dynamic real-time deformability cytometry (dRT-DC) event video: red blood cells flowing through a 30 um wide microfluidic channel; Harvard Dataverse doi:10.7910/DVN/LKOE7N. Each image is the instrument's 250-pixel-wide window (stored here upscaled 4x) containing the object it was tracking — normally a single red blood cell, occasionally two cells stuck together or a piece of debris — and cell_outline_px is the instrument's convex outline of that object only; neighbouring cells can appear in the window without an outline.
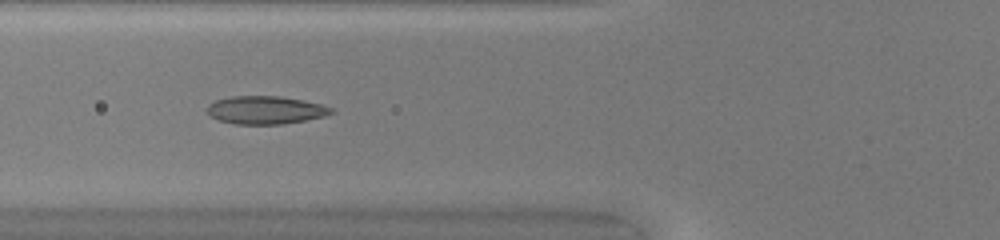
{"species": "common noctule bat (a hibernating species)", "species_latin": "Nyctalus noctula", "temperature_condition": "warm", "stored_images_in_passage": 33, "camera_frame_rate_fps": 3000, "um_per_image_px": 0.085, "animal": {"sex": "female", "body_mass_g": 20.0, "forearm_length_mm": 54.0}, "frame": {"image": 1, "passage_image": 3, "time_ms": 0.667, "image_size_px": [1000, 240], "cell_outline_px": [[336, 112], [324, 116], [304, 120], [280, 124], [236, 124], [220, 120], [212, 116], [208, 112], [208, 104], [216, 100], [232, 96], [280, 96], [304, 100], [320, 104], [332, 108]], "centroid_in_image_um": [22.59, 9.34], "position_along_channel_um": 103.2, "area_um2": 20.06}}
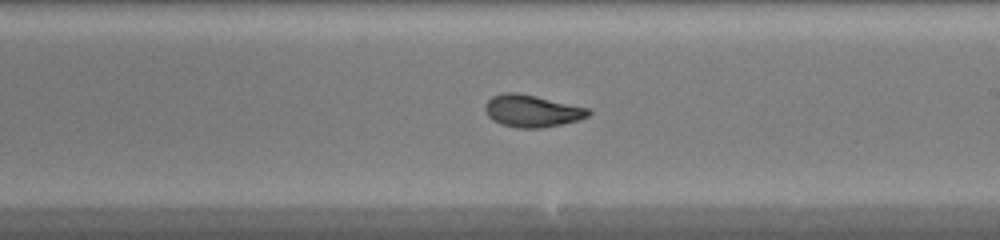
{"frame": {"image": 2, "passage_image": 13, "time_ms": 4.0, "image_size_px": [1000, 240], "cell_outline_px": [[592, 112], [588, 116], [580, 120], [540, 128], [516, 128], [500, 124], [492, 120], [488, 116], [484, 108], [484, 104], [492, 96], [504, 92], [516, 92], [536, 96], [588, 108]], "centroid_in_image_um": [45.19, 9.43], "position_along_channel_um": 243.8, "area_um2": 19.42}}
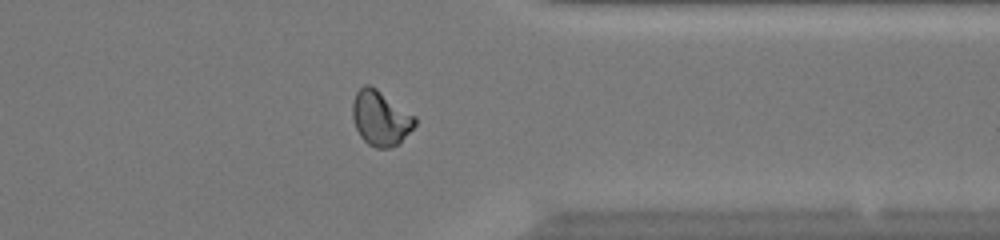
{"frame": {"image": 3, "passage_image": 23, "time_ms": 7.333, "image_size_px": [1000, 240], "cell_outline_px": [[416, 124], [400, 144], [388, 148], [376, 148], [368, 144], [360, 136], [356, 128], [352, 116], [352, 104], [356, 92], [364, 84], [368, 84], [376, 88], [416, 116]], "centroid_in_image_um": [32.35, 10.05], "position_along_channel_um": 379.0, "area_um2": 20.06}}